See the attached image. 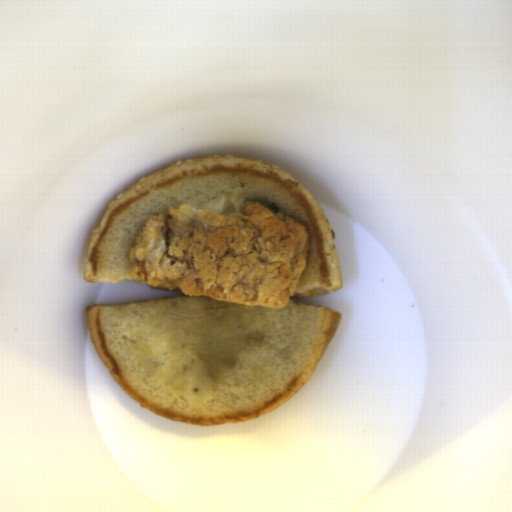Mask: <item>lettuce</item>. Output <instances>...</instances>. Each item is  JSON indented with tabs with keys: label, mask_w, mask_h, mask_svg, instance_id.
I'll use <instances>...</instances> for the list:
<instances>
[{
	"label": "lettuce",
	"mask_w": 512,
	"mask_h": 512,
	"mask_svg": "<svg viewBox=\"0 0 512 512\" xmlns=\"http://www.w3.org/2000/svg\"><path fill=\"white\" fill-rule=\"evenodd\" d=\"M259 203L262 204L267 209H269L270 211H272L273 213L276 212L277 207L274 204H269L266 202H259Z\"/></svg>",
	"instance_id": "obj_1"
}]
</instances>
